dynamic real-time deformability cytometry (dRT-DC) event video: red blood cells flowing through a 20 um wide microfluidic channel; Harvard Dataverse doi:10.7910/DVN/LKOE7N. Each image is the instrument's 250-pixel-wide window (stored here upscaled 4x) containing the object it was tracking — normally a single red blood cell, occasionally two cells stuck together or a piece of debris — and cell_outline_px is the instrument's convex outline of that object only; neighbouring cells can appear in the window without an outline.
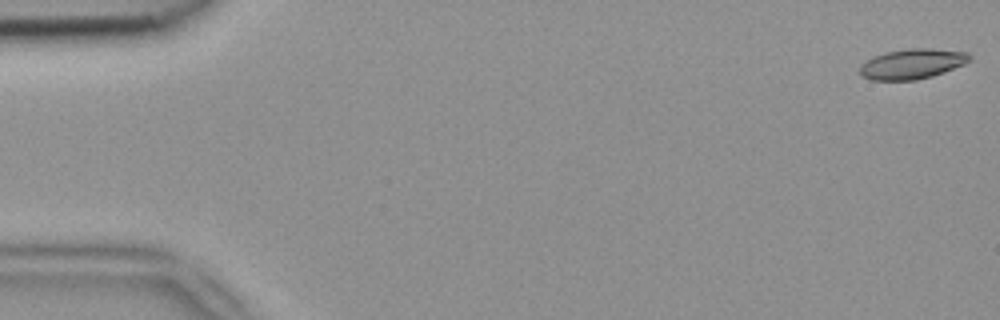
{"species": "common noctule bat (a hibernating species)", "species_latin": "Nyctalus noctula", "temperature_condition": "room temperature", "stored_images_in_passage": 11, "camera_frame_rate_fps": 3000, "um_per_image_px": 0.085, "animal": {"sex": "female", "body_mass_g": 18.4}, "frame": {"image": 1, "passage_image": 1, "time_ms": 0.0, "image_size_px": [1000, 320], "cell_outline_px": [[972, 60], [964, 64], [944, 72], [932, 76], [916, 80], [872, 80], [860, 76], [860, 64], [872, 56], [884, 52], [908, 48], [932, 48], [968, 52], [972, 56]], "centroid_in_image_um": [77.53, 5.42], "position_along_channel_um": 7.5, "area_um2": 19.59}}